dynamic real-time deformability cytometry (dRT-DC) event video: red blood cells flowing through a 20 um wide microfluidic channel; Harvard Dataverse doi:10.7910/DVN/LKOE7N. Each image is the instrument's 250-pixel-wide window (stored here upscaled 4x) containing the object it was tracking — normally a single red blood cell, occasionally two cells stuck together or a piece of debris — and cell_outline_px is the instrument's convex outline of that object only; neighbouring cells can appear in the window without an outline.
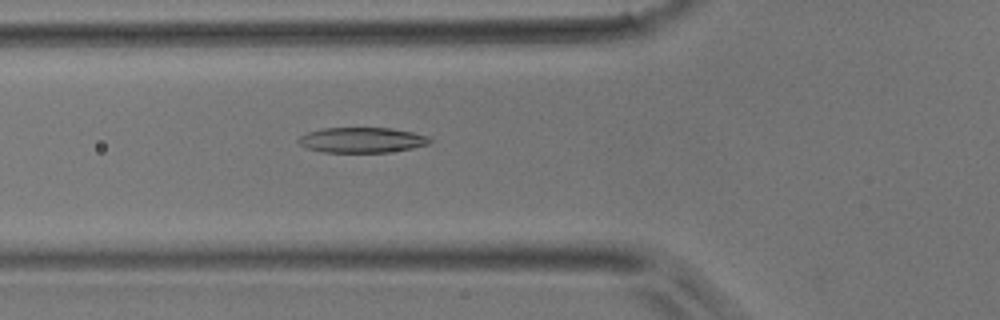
{"species": "common noctule bat (a hibernating species)", "species_latin": "Nyctalus noctula", "temperature_condition": "room temperature", "stored_images_in_passage": 44, "camera_frame_rate_fps": 3000, "um_per_image_px": 0.085, "animal": {"sex": "male", "body_mass_g": 17.9}, "frame": {"image": 1, "passage_image": 13, "time_ms": 4.0, "image_size_px": [1000, 320], "cell_outline_px": [[432, 140], [428, 144], [412, 148], [388, 152], [324, 152], [308, 148], [300, 144], [296, 140], [300, 136], [308, 132], [324, 128], [392, 128], [412, 132], [428, 136]], "centroid_in_image_um": [30.77, 11.9], "position_along_channel_um": 95.0, "area_um2": 19.25}}
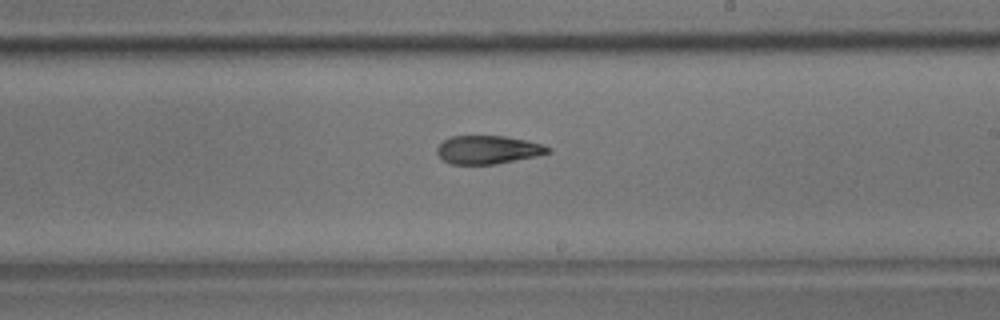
{"frame": {"image": 2, "passage_image": 24, "time_ms": 7.667, "image_size_px": [1000, 320], "cell_outline_px": [[552, 152], [536, 156], [496, 164], [452, 164], [444, 160], [436, 152], [436, 148], [448, 136], [504, 136], [528, 140], [552, 148]], "centroid_in_image_um": [41.49, 12.72], "position_along_channel_um": 247.5, "area_um2": 18.32}}
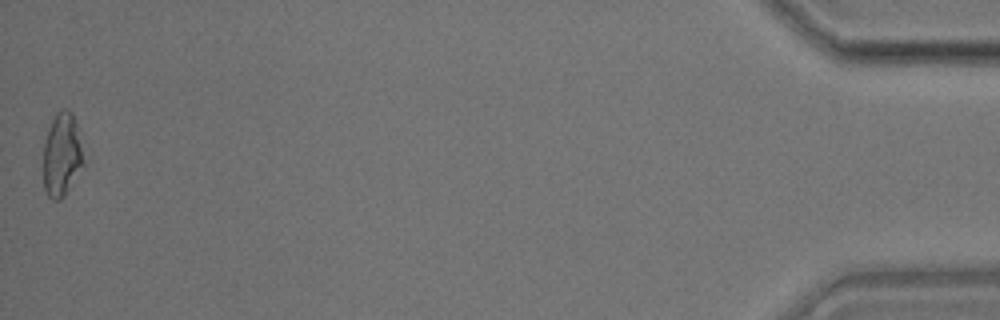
{"frame": {"image": 3, "passage_image": 44, "time_ms": 14.333, "image_size_px": [1000, 320], "cell_outline_px": [[88, 160], [64, 196], [60, 200], [52, 200], [48, 196], [44, 188], [44, 144], [48, 128], [52, 116], [56, 112], [64, 108], [68, 108], [72, 112]], "centroid_in_image_um": [5.31, 13.13], "position_along_channel_um": 429.9, "area_um2": 20.29}}